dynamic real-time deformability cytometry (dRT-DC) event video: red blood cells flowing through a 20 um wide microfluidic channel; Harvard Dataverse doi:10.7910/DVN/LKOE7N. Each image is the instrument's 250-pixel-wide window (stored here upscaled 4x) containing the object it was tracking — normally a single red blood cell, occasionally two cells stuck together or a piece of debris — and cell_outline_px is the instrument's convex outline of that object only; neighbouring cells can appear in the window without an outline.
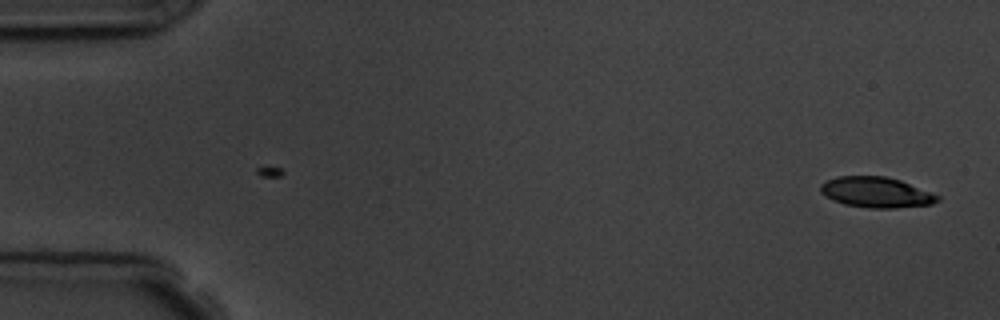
{"species": "common noctule bat (a hibernating species)", "species_latin": "Nyctalus noctula", "temperature_condition": "room temperature", "stored_images_in_passage": 5, "camera_frame_rate_fps": 3000, "um_per_image_px": 0.085, "animal": {"sex": "male", "body_mass_g": 19.5, "forearm_length_mm": 54.6}, "frame": {"image": 1, "passage_image": 5, "time_ms": 4.667, "image_size_px": [1000, 320], "cell_outline_px": [[940, 200], [932, 204], [896, 208], [868, 208], [844, 204], [832, 200], [820, 192], [820, 184], [836, 176], [884, 176], [900, 180], [940, 196]], "centroid_in_image_um": [74.46, 16.35], "position_along_channel_um": 10.5, "area_um2": 20.81}}